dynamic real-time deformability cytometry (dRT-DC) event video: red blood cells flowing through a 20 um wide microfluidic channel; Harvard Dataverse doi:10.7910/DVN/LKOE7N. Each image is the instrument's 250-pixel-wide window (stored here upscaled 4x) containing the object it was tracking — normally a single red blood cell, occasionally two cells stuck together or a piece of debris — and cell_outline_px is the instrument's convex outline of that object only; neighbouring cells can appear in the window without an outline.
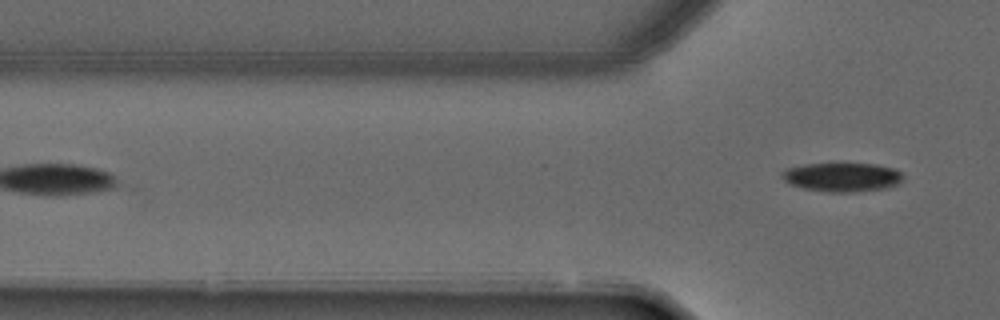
{"species": "common noctule bat (a hibernating species)", "species_latin": "Nyctalus noctula", "temperature_condition": "warm", "stored_images_in_passage": 3, "camera_frame_rate_fps": 3000, "um_per_image_px": 0.085, "animal": {"sex": "male", "forearm_length_mm": 52.5}, "frame": {"image": 1, "passage_image": 3, "time_ms": 0.667, "image_size_px": [1000, 320], "cell_outline_px": [[904, 176], [896, 184], [888, 188], [852, 192], [832, 192], [804, 188], [792, 184], [784, 180], [780, 176], [788, 168], [804, 164], [876, 164], [892, 168], [900, 172]], "centroid_in_image_um": [71.6, 15.05], "position_along_channel_um": 54.2, "area_um2": 20.06}}